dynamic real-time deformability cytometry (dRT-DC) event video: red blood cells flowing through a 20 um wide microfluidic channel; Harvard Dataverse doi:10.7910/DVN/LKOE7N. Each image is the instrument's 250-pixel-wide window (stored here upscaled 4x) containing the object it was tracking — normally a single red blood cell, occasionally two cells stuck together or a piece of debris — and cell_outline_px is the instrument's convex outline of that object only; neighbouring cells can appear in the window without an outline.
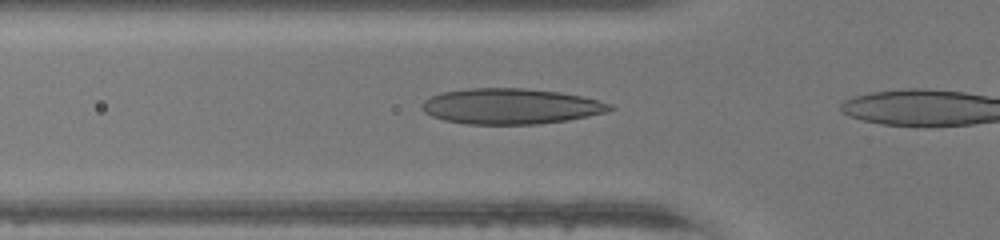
{"species": "human", "species_latin": "Homo sapiens", "temperature_condition": "warm", "stored_images_in_passage": 4, "camera_frame_rate_fps": 3000, "um_per_image_px": 0.085, "donor": {"sex": "female"}, "frame": {"image": 1, "passage_image": 2, "time_ms": 0.333, "image_size_px": [1000, 240], "cell_outline_px": [[616, 108], [604, 112], [588, 116], [568, 120], [540, 124], [468, 124], [444, 120], [432, 116], [424, 112], [420, 108], [420, 104], [424, 100], [432, 96], [444, 92], [468, 88], [524, 88], [560, 92], [580, 96], [612, 104]], "centroid_in_image_um": [43.39, 9.03], "position_along_channel_um": 82.4, "area_um2": 38.96}}